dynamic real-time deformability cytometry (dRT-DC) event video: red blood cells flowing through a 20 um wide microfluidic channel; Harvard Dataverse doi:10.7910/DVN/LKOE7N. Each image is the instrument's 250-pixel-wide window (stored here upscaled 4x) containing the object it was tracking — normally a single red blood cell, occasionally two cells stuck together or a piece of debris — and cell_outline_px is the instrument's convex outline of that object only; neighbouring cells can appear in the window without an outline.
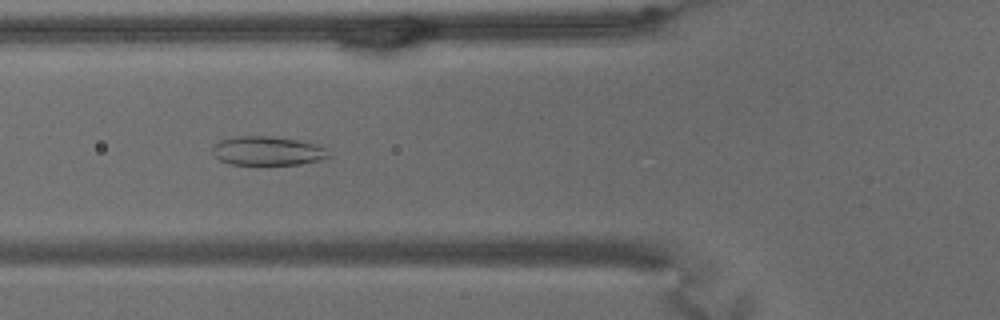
{"species": "common noctule bat (a hibernating species)", "species_latin": "Nyctalus noctula", "temperature_condition": "warm", "stored_images_in_passage": 65, "camera_frame_rate_fps": 3000, "um_per_image_px": 0.085, "animal": {"sex": "male", "body_mass_g": 15.6}, "frame": {"image": 1, "passage_image": 24, "time_ms": 7.667, "image_size_px": [1000, 320], "cell_outline_px": [[332, 156], [320, 160], [300, 164], [228, 164], [220, 160], [212, 152], [212, 148], [220, 140], [236, 136], [268, 136], [296, 140], [312, 144], [324, 148]], "centroid_in_image_um": [22.71, 12.83], "position_along_channel_um": 103.1, "area_um2": 19.31}}
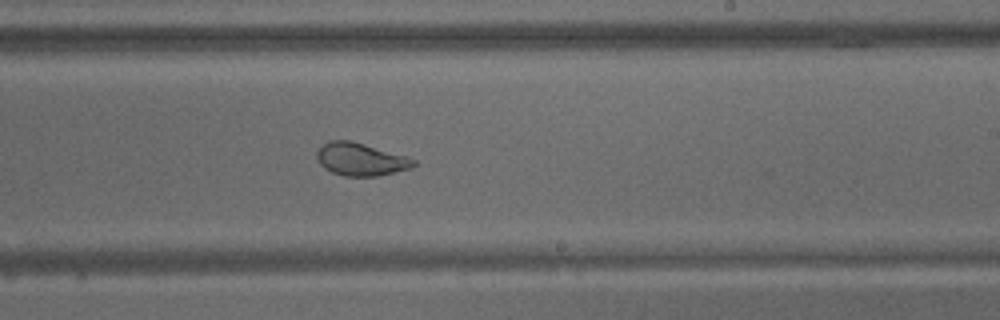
{"frame": {"image": 2, "passage_image": 39, "time_ms": 12.667, "image_size_px": [1000, 320], "cell_outline_px": [[416, 164], [412, 168], [376, 176], [344, 176], [332, 172], [324, 168], [320, 164], [316, 156], [316, 152], [324, 144], [332, 140], [352, 140], [404, 156], [416, 160]], "centroid_in_image_um": [30.64, 13.54], "position_along_channel_um": 258.4, "area_um2": 18.26}}
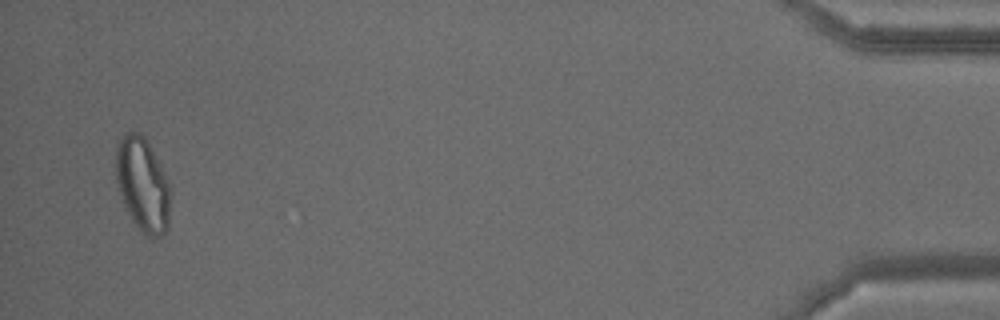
{"frame": {"image": 3, "passage_image": 63, "time_ms": 20.667, "image_size_px": [1000, 320], "cell_outline_px": [[172, 192], [168, 228], [160, 236], [152, 240], [140, 232], [132, 220], [124, 204], [116, 180], [116, 144], [124, 132], [140, 132], [144, 136], [160, 164]], "centroid_in_image_um": [12.14, 15.72], "position_along_channel_um": 423.1, "area_um2": 30.23}, "authors_computed_cell_mechanics": {"area_um2": 24.6806, "velocity_mm_per_s": 3.1045, "shape_relaxation_time_tau1_ms": null, "shape_relaxation_time_tau2_ms": 1.0434, "deformation_change_tau1": null, "deformation_change_tau2": 0.0694}}